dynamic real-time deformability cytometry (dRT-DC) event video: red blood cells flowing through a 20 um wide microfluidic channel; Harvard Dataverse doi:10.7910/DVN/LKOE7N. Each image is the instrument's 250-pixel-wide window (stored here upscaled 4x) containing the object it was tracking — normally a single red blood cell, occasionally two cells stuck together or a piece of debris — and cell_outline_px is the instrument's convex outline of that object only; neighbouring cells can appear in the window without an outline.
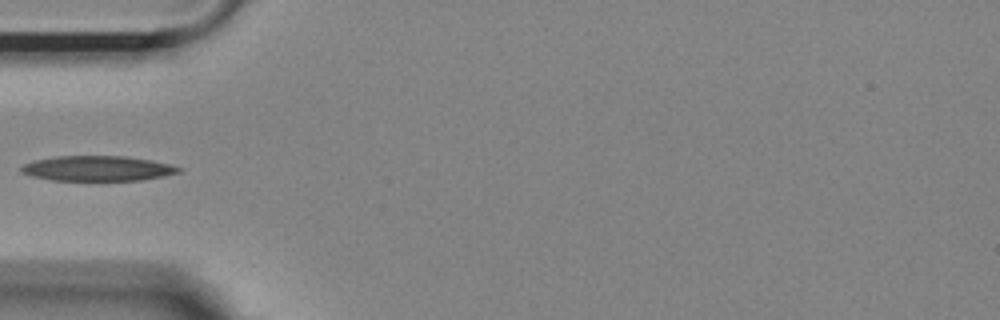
{"species": "Egyptian fruit bat (a non-hibernating species)", "species_latin": "Rousettus aegyptiacus", "temperature_condition": "room temperature", "stored_images_in_passage": 38, "camera_frame_rate_fps": 3000, "um_per_image_px": 0.085, "animal": {"sex": "female"}, "frame": {"image": 1, "passage_image": 1, "time_ms": 0.0, "image_size_px": [1000, 320], "cell_outline_px": [[180, 172], [140, 180], [52, 180], [32, 176], [20, 172], [20, 168], [24, 164], [32, 160], [56, 156], [124, 156], [148, 160], [168, 164], [180, 168]], "centroid_in_image_um": [8.19, 14.31], "position_along_channel_um": 76.8, "area_um2": 22.72}}
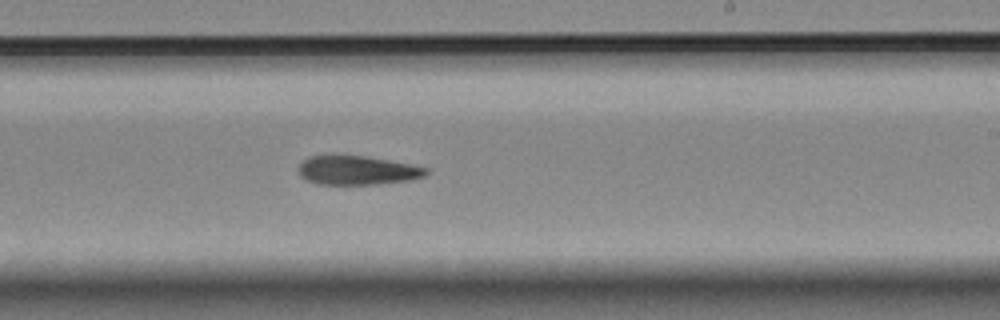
{"frame": {"image": 2, "passage_image": 16, "time_ms": 5.0, "image_size_px": [1000, 320], "cell_outline_px": [[428, 172], [424, 176], [412, 180], [376, 184], [316, 184], [300, 176], [300, 164], [308, 156], [364, 156], [412, 164], [428, 168]], "centroid_in_image_um": [30.41, 14.48], "position_along_channel_um": 258.6, "area_um2": 21.33}}
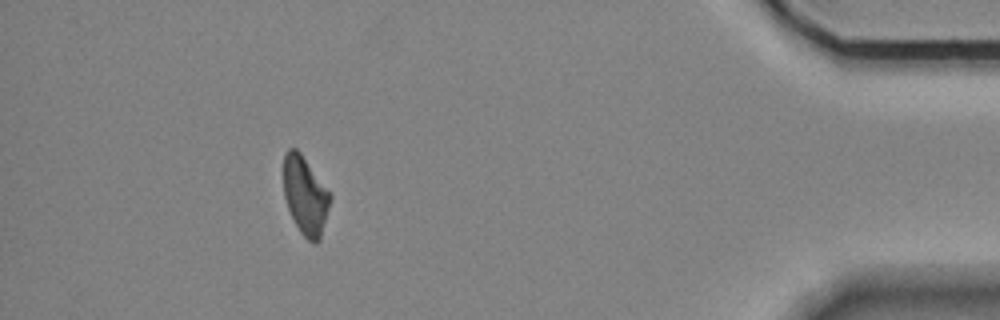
{"frame": {"image": 3, "passage_image": 33, "time_ms": 10.667, "image_size_px": [1000, 320], "cell_outline_px": [[332, 200], [320, 240], [316, 244], [312, 244], [300, 232], [288, 208], [284, 196], [284, 152], [288, 148], [296, 148], [300, 152], [332, 196]], "centroid_in_image_um": [25.96, 16.65], "position_along_channel_um": 409.2, "area_um2": 21.21}}